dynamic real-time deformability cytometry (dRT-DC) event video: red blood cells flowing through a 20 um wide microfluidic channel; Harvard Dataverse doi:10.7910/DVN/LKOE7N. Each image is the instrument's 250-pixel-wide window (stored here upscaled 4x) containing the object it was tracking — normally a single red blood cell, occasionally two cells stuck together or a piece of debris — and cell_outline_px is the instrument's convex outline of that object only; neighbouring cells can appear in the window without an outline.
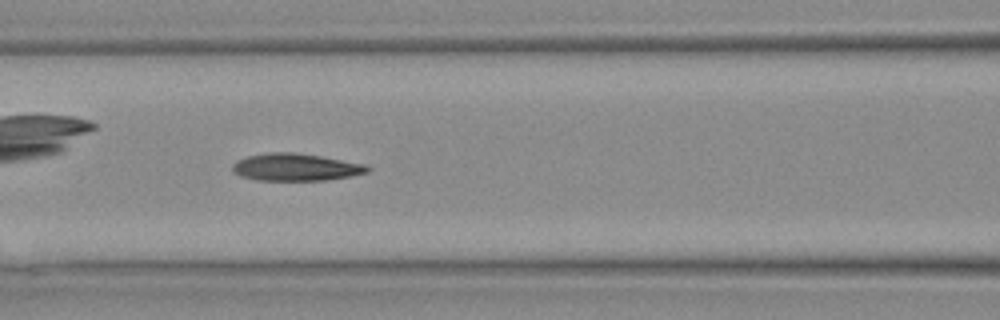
{"species": "Egyptian fruit bat (a non-hibernating species)", "species_latin": "Rousettus aegyptiacus", "temperature_condition": "warm", "stored_images_in_passage": 29, "camera_frame_rate_fps": 3000, "um_per_image_px": 0.085, "animal": {"sex": "female"}, "frame": {"image": 1, "passage_image": 13, "time_ms": 4.0, "image_size_px": [1000, 320], "cell_outline_px": [[372, 168], [368, 172], [348, 176], [324, 180], [256, 180], [240, 176], [232, 172], [232, 164], [236, 160], [248, 156], [272, 152], [292, 152], [320, 156], [364, 164]], "centroid_in_image_um": [25.08, 14.21], "position_along_channel_um": 141.5, "area_um2": 21.33}}
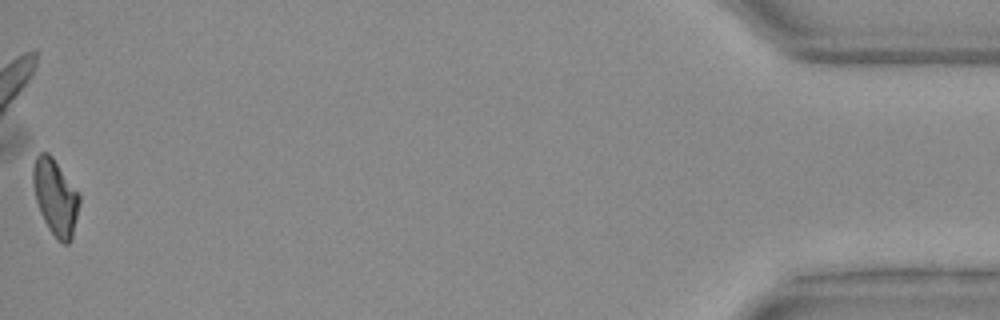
{"frame": {"image": 2, "passage_image": 29, "time_ms": 9.333, "image_size_px": [1000, 320], "cell_outline_px": [[80, 200], [72, 240], [68, 244], [64, 244], [48, 228], [40, 212], [36, 200], [32, 180], [32, 172], [36, 156], [40, 152], [48, 152], [52, 156], [80, 196]], "centroid_in_image_um": [4.7, 16.75], "position_along_channel_um": 430.5, "area_um2": 20.17}}